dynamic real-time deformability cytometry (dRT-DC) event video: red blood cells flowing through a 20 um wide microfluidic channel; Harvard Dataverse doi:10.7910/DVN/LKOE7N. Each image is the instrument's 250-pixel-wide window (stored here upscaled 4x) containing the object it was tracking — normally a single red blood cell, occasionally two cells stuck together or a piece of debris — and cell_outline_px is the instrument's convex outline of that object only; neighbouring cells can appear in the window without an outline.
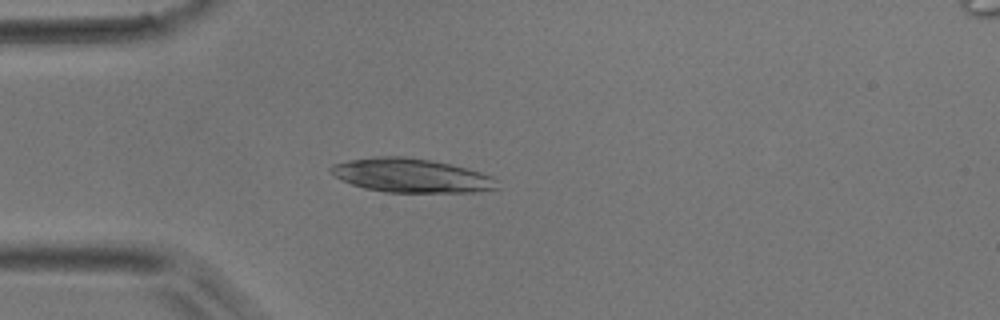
{"species": "common noctule bat (a hibernating species)", "species_latin": "Nyctalus noctula", "temperature_condition": "room temperature", "stored_images_in_passage": 17, "camera_frame_rate_fps": 3000, "um_per_image_px": 0.085, "animal": {"sex": "male", "body_mass_g": 17.9}, "frame": {"image": 1, "passage_image": 1, "time_ms": 0.0, "image_size_px": [1000, 320], "cell_outline_px": [[500, 188], [476, 192], [384, 192], [364, 188], [352, 184], [336, 176], [328, 168], [332, 164], [348, 160], [372, 156], [404, 156], [432, 160], [480, 172], [492, 176], [496, 180]], "centroid_in_image_um": [34.95, 14.91], "position_along_channel_um": 50.1, "area_um2": 32.83}}
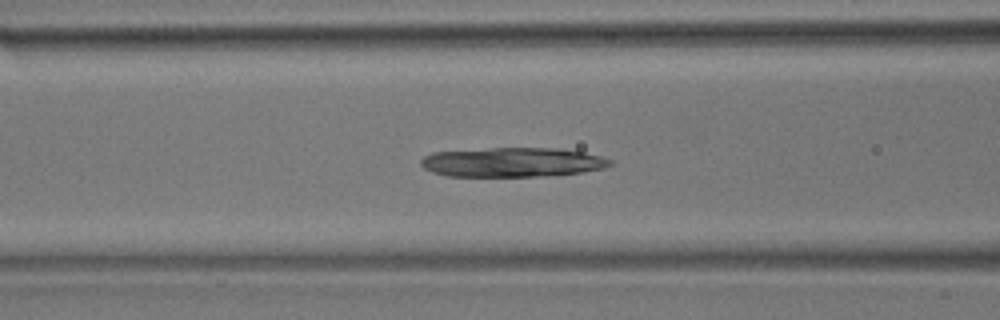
{"frame": {"image": 2, "passage_image": 7, "time_ms": 2.0, "image_size_px": [1000, 320], "cell_outline_px": [[612, 164], [604, 168], [584, 172], [544, 176], [448, 176], [432, 172], [424, 168], [420, 164], [420, 160], [424, 156], [432, 152], [488, 148], [560, 148], [584, 152], [600, 156], [612, 160]], "centroid_in_image_um": [43.55, 13.78], "position_along_channel_um": 123.1, "area_um2": 32.6}}
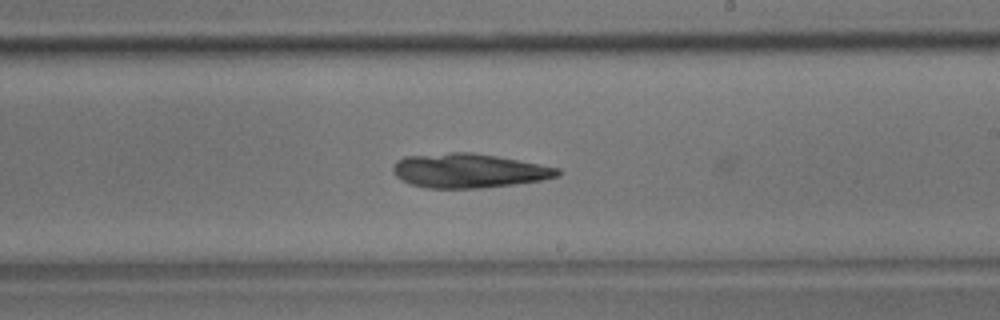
{"frame": {"image": 3, "passage_image": 16, "time_ms": 5.0, "image_size_px": [1000, 320], "cell_outline_px": [[560, 176], [540, 180], [512, 184], [480, 188], [428, 188], [412, 184], [396, 176], [392, 172], [392, 164], [396, 160], [404, 156], [452, 152], [472, 152], [496, 156], [560, 168]], "centroid_in_image_um": [39.8, 14.5], "position_along_channel_um": 249.2, "area_um2": 32.71}}